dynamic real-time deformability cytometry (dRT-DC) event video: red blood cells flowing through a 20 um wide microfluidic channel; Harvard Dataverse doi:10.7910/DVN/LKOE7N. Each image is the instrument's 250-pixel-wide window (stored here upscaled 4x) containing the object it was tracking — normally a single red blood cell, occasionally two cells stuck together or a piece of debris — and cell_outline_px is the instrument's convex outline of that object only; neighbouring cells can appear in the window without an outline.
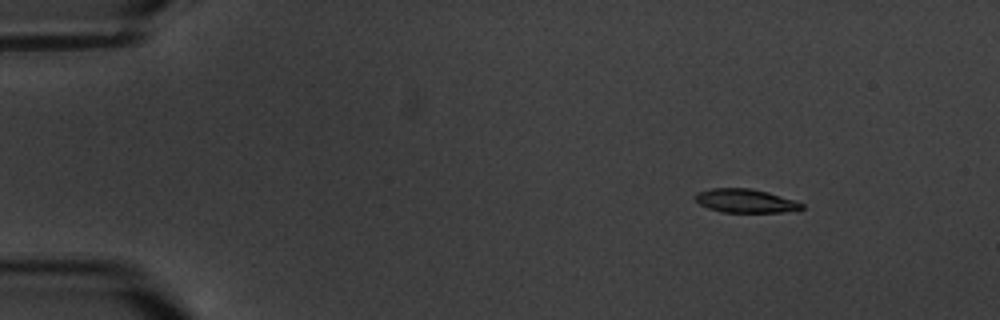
{"species": "common noctule bat (a hibernating species)", "species_latin": "Nyctalus noctula", "temperature_condition": "warm", "stored_images_in_passage": 6, "camera_frame_rate_fps": 3000, "um_per_image_px": 0.085, "animal": {"sex": "male", "body_mass_g": 20.1, "forearm_length_mm": 53.5}, "frame": {"image": 1, "passage_image": 3, "time_ms": 2.333, "image_size_px": [1000, 320], "cell_outline_px": [[804, 208], [784, 212], [720, 212], [708, 208], [700, 204], [692, 196], [696, 192], [712, 188], [752, 188], [768, 192], [796, 200], [804, 204]], "centroid_in_image_um": [63.35, 17.06], "position_along_channel_um": 21.7, "area_um2": 14.85}}
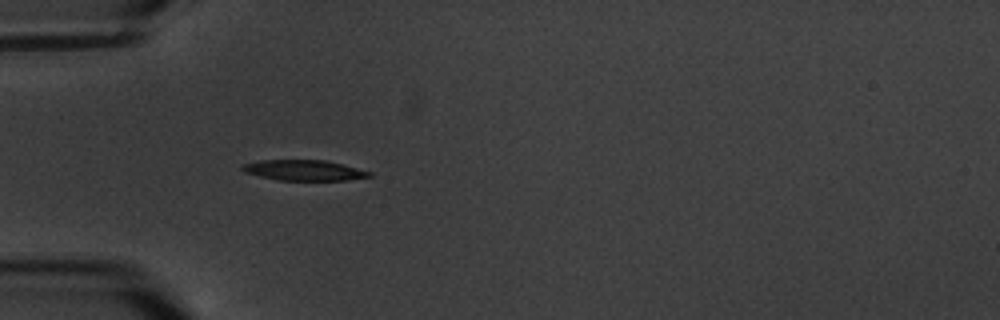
{"frame": {"image": 2, "passage_image": 6, "time_ms": 6.0, "image_size_px": [1000, 320], "cell_outline_px": [[372, 176], [348, 180], [280, 180], [260, 176], [244, 172], [240, 168], [244, 164], [260, 160], [324, 160], [372, 172]], "centroid_in_image_um": [25.83, 14.47], "position_along_channel_um": 59.2, "area_um2": 14.97}}